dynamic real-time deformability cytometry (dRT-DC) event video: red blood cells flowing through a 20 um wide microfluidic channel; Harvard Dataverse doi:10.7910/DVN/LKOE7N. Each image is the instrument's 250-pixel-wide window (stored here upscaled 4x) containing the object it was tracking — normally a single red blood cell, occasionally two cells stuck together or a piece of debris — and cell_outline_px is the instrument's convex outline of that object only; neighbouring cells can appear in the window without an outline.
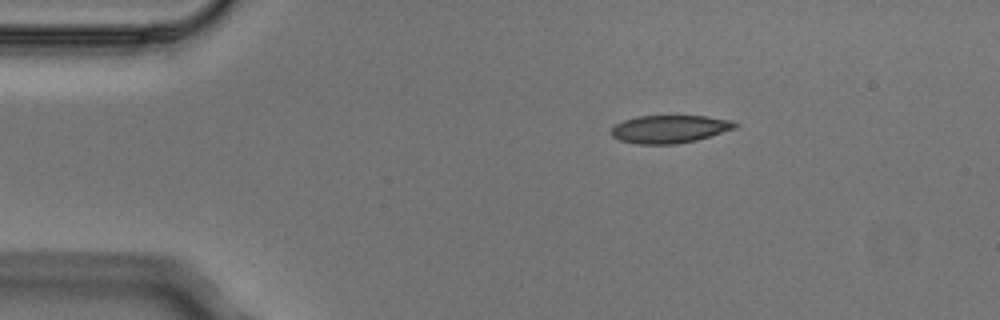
{"species": "Egyptian fruit bat (a non-hibernating species)", "species_latin": "Rousettus aegyptiacus", "temperature_condition": "cold", "stored_images_in_passage": 2, "camera_frame_rate_fps": 3000, "um_per_image_px": 0.085, "animal": {"sex": "male"}, "frame": {"image": 1, "passage_image": 1, "time_ms": 0.0, "image_size_px": [1000, 320], "cell_outline_px": [[740, 124], [736, 128], [696, 140], [676, 144], [636, 144], [620, 140], [612, 136], [612, 128], [616, 124], [624, 120], [636, 116], [708, 116], [736, 120]], "centroid_in_image_um": [56.97, 10.96], "position_along_channel_um": 28.0, "area_um2": 20.23}}